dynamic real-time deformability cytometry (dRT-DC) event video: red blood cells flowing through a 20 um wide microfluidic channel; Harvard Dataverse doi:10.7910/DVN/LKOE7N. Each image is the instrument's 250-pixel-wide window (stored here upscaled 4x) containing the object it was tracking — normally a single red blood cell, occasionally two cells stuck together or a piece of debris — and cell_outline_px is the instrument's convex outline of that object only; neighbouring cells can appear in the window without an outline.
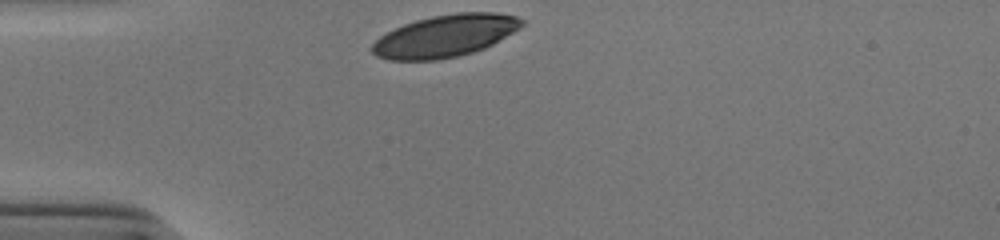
{"species": "human", "species_latin": "Homo sapiens", "temperature_condition": "cold", "stored_images_in_passage": 29, "camera_frame_rate_fps": 3000, "um_per_image_px": 0.085, "donor": {"sex": "male"}, "frame": {"image": 1, "passage_image": 1, "time_ms": 0.0, "image_size_px": [1000, 240], "cell_outline_px": [[524, 24], [512, 32], [492, 44], [484, 48], [472, 52], [456, 56], [436, 60], [388, 60], [376, 56], [372, 52], [372, 44], [380, 36], [404, 24], [416, 20], [432, 16], [456, 12], [492, 12], [516, 16], [524, 20]], "centroid_in_image_um": [37.82, 3.05], "position_along_channel_um": 47.2, "area_um2": 36.41}}
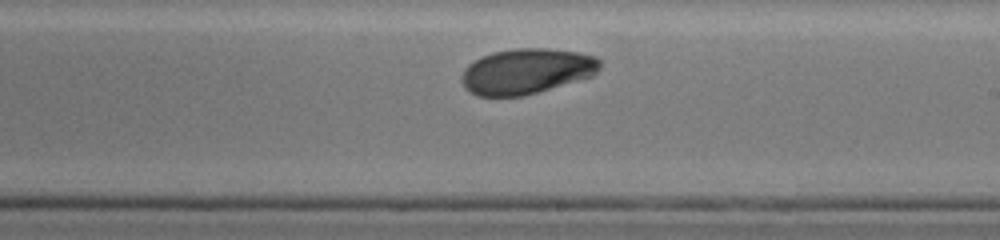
{"frame": {"image": 2, "passage_image": 18, "time_ms": 5.667, "image_size_px": [1000, 240], "cell_outline_px": [[600, 68], [592, 76], [536, 92], [520, 96], [476, 96], [464, 88], [460, 76], [464, 68], [468, 64], [492, 52], [516, 48], [548, 48], [580, 52], [592, 56], [600, 60]], "centroid_in_image_um": [44.72, 6.05], "position_along_channel_um": 244.3, "area_um2": 36.47}}
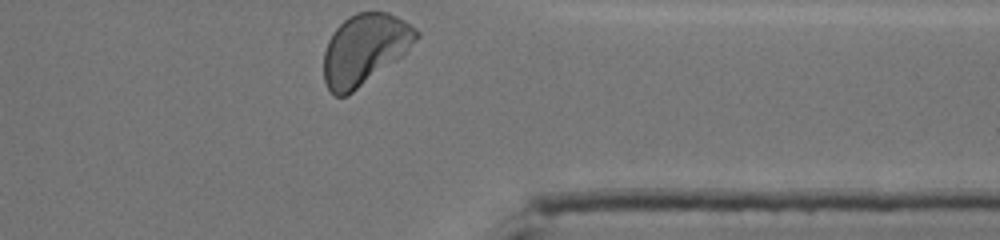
{"frame": {"image": 3, "passage_image": 29, "time_ms": 9.333, "image_size_px": [1000, 240], "cell_outline_px": [[420, 36], [396, 60], [348, 96], [336, 96], [328, 88], [324, 80], [324, 52], [328, 40], [336, 28], [348, 16], [356, 12], [388, 12], [404, 20], [416, 28], [420, 32]], "centroid_in_image_um": [30.99, 4.18], "position_along_channel_um": 380.4, "area_um2": 37.86}, "authors_computed_cell_mechanics": {"area_um2": 36.703, "velocity_mm_per_s": 3.873, "shape_relaxation_time_tau1_ms": 5.2816, "shape_relaxation_time_tau2_ms": 5.9473, "deformation_change_tau1": 0.1529, "deformation_change_tau2": 0.0825}}